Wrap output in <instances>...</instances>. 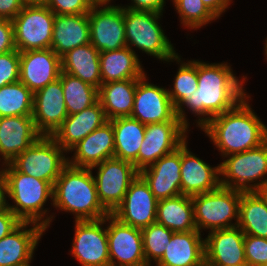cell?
I'll use <instances>...</instances> for the list:
<instances>
[{"label": "cell", "mask_w": 267, "mask_h": 266, "mask_svg": "<svg viewBox=\"0 0 267 266\" xmlns=\"http://www.w3.org/2000/svg\"><path fill=\"white\" fill-rule=\"evenodd\" d=\"M181 146L164 155L139 175L148 184L157 200L181 195Z\"/></svg>", "instance_id": "ffe728a7"}, {"label": "cell", "mask_w": 267, "mask_h": 266, "mask_svg": "<svg viewBox=\"0 0 267 266\" xmlns=\"http://www.w3.org/2000/svg\"><path fill=\"white\" fill-rule=\"evenodd\" d=\"M107 121L104 109L98 100L81 112L68 115L51 137L66 152H69L82 139Z\"/></svg>", "instance_id": "cb8c5ba5"}, {"label": "cell", "mask_w": 267, "mask_h": 266, "mask_svg": "<svg viewBox=\"0 0 267 266\" xmlns=\"http://www.w3.org/2000/svg\"><path fill=\"white\" fill-rule=\"evenodd\" d=\"M158 200L138 174L130 183L122 203L111 213L121 223L143 229L156 222Z\"/></svg>", "instance_id": "5bb4252c"}, {"label": "cell", "mask_w": 267, "mask_h": 266, "mask_svg": "<svg viewBox=\"0 0 267 266\" xmlns=\"http://www.w3.org/2000/svg\"><path fill=\"white\" fill-rule=\"evenodd\" d=\"M174 6L181 23L191 29L201 28L216 17L205 7L202 0H178Z\"/></svg>", "instance_id": "74e56055"}, {"label": "cell", "mask_w": 267, "mask_h": 266, "mask_svg": "<svg viewBox=\"0 0 267 266\" xmlns=\"http://www.w3.org/2000/svg\"><path fill=\"white\" fill-rule=\"evenodd\" d=\"M243 231L237 226L210 231L204 239L205 261L213 266H243L246 263Z\"/></svg>", "instance_id": "d6986e66"}, {"label": "cell", "mask_w": 267, "mask_h": 266, "mask_svg": "<svg viewBox=\"0 0 267 266\" xmlns=\"http://www.w3.org/2000/svg\"><path fill=\"white\" fill-rule=\"evenodd\" d=\"M108 216L99 220H75L72 254L82 266H110L107 227L102 225Z\"/></svg>", "instance_id": "4fadbf2b"}, {"label": "cell", "mask_w": 267, "mask_h": 266, "mask_svg": "<svg viewBox=\"0 0 267 266\" xmlns=\"http://www.w3.org/2000/svg\"><path fill=\"white\" fill-rule=\"evenodd\" d=\"M156 222L173 232L197 230L191 196L181 194L158 200Z\"/></svg>", "instance_id": "1f68e13d"}, {"label": "cell", "mask_w": 267, "mask_h": 266, "mask_svg": "<svg viewBox=\"0 0 267 266\" xmlns=\"http://www.w3.org/2000/svg\"><path fill=\"white\" fill-rule=\"evenodd\" d=\"M45 5L55 15L88 14L93 6L89 0H46Z\"/></svg>", "instance_id": "60d3db41"}, {"label": "cell", "mask_w": 267, "mask_h": 266, "mask_svg": "<svg viewBox=\"0 0 267 266\" xmlns=\"http://www.w3.org/2000/svg\"><path fill=\"white\" fill-rule=\"evenodd\" d=\"M162 14L151 11H133L124 8V26L127 47L132 45L160 60H177L180 57L159 26ZM131 45V46H130Z\"/></svg>", "instance_id": "5b68a950"}, {"label": "cell", "mask_w": 267, "mask_h": 266, "mask_svg": "<svg viewBox=\"0 0 267 266\" xmlns=\"http://www.w3.org/2000/svg\"><path fill=\"white\" fill-rule=\"evenodd\" d=\"M22 221L8 208L0 212V240L15 230Z\"/></svg>", "instance_id": "7bdbcfd3"}, {"label": "cell", "mask_w": 267, "mask_h": 266, "mask_svg": "<svg viewBox=\"0 0 267 266\" xmlns=\"http://www.w3.org/2000/svg\"><path fill=\"white\" fill-rule=\"evenodd\" d=\"M24 5H45L46 0H21Z\"/></svg>", "instance_id": "681fc988"}, {"label": "cell", "mask_w": 267, "mask_h": 266, "mask_svg": "<svg viewBox=\"0 0 267 266\" xmlns=\"http://www.w3.org/2000/svg\"><path fill=\"white\" fill-rule=\"evenodd\" d=\"M243 191L219 186L217 189L191 196L196 229L211 231L238 226L239 203ZM235 224H231L232 219Z\"/></svg>", "instance_id": "8992f818"}, {"label": "cell", "mask_w": 267, "mask_h": 266, "mask_svg": "<svg viewBox=\"0 0 267 266\" xmlns=\"http://www.w3.org/2000/svg\"><path fill=\"white\" fill-rule=\"evenodd\" d=\"M244 249L248 266H264L267 264V238L245 234Z\"/></svg>", "instance_id": "f35d334b"}, {"label": "cell", "mask_w": 267, "mask_h": 266, "mask_svg": "<svg viewBox=\"0 0 267 266\" xmlns=\"http://www.w3.org/2000/svg\"><path fill=\"white\" fill-rule=\"evenodd\" d=\"M32 117L42 136H52L68 117L59 78L33 93Z\"/></svg>", "instance_id": "e0dca14e"}, {"label": "cell", "mask_w": 267, "mask_h": 266, "mask_svg": "<svg viewBox=\"0 0 267 266\" xmlns=\"http://www.w3.org/2000/svg\"><path fill=\"white\" fill-rule=\"evenodd\" d=\"M61 73V58L51 49L20 52V78L33 93L56 81Z\"/></svg>", "instance_id": "ac0fdd59"}, {"label": "cell", "mask_w": 267, "mask_h": 266, "mask_svg": "<svg viewBox=\"0 0 267 266\" xmlns=\"http://www.w3.org/2000/svg\"><path fill=\"white\" fill-rule=\"evenodd\" d=\"M96 167L97 195L102 206L111 214L122 203L130 183L139 172L133 163L117 158L107 159L90 169Z\"/></svg>", "instance_id": "30bf717a"}, {"label": "cell", "mask_w": 267, "mask_h": 266, "mask_svg": "<svg viewBox=\"0 0 267 266\" xmlns=\"http://www.w3.org/2000/svg\"><path fill=\"white\" fill-rule=\"evenodd\" d=\"M199 266H213V265L207 263V262L204 260Z\"/></svg>", "instance_id": "816d5d0a"}, {"label": "cell", "mask_w": 267, "mask_h": 266, "mask_svg": "<svg viewBox=\"0 0 267 266\" xmlns=\"http://www.w3.org/2000/svg\"><path fill=\"white\" fill-rule=\"evenodd\" d=\"M138 80L126 79L101 84L98 89V100L107 120L131 116Z\"/></svg>", "instance_id": "f1b7e54d"}, {"label": "cell", "mask_w": 267, "mask_h": 266, "mask_svg": "<svg viewBox=\"0 0 267 266\" xmlns=\"http://www.w3.org/2000/svg\"><path fill=\"white\" fill-rule=\"evenodd\" d=\"M7 183L6 178L2 170L0 171V212L8 209V203L6 202Z\"/></svg>", "instance_id": "7dc6e473"}, {"label": "cell", "mask_w": 267, "mask_h": 266, "mask_svg": "<svg viewBox=\"0 0 267 266\" xmlns=\"http://www.w3.org/2000/svg\"><path fill=\"white\" fill-rule=\"evenodd\" d=\"M181 193L193 196L217 189L220 186V165L211 167L181 145Z\"/></svg>", "instance_id": "7402d4cb"}, {"label": "cell", "mask_w": 267, "mask_h": 266, "mask_svg": "<svg viewBox=\"0 0 267 266\" xmlns=\"http://www.w3.org/2000/svg\"><path fill=\"white\" fill-rule=\"evenodd\" d=\"M198 87V61L181 63L174 80V89L168 90L169 97L176 110L177 117L187 127L183 103L197 90Z\"/></svg>", "instance_id": "e575fe53"}, {"label": "cell", "mask_w": 267, "mask_h": 266, "mask_svg": "<svg viewBox=\"0 0 267 266\" xmlns=\"http://www.w3.org/2000/svg\"><path fill=\"white\" fill-rule=\"evenodd\" d=\"M146 74L137 81L131 118L148 125L180 121L169 97L168 89L146 82Z\"/></svg>", "instance_id": "9a60e30c"}, {"label": "cell", "mask_w": 267, "mask_h": 266, "mask_svg": "<svg viewBox=\"0 0 267 266\" xmlns=\"http://www.w3.org/2000/svg\"><path fill=\"white\" fill-rule=\"evenodd\" d=\"M29 263H31V260H30V261H28V262H26V263H24V264L18 265V266H30V264H29Z\"/></svg>", "instance_id": "f5cc1de1"}, {"label": "cell", "mask_w": 267, "mask_h": 266, "mask_svg": "<svg viewBox=\"0 0 267 266\" xmlns=\"http://www.w3.org/2000/svg\"><path fill=\"white\" fill-rule=\"evenodd\" d=\"M17 50L12 20L0 18V54Z\"/></svg>", "instance_id": "b9f144b4"}, {"label": "cell", "mask_w": 267, "mask_h": 266, "mask_svg": "<svg viewBox=\"0 0 267 266\" xmlns=\"http://www.w3.org/2000/svg\"><path fill=\"white\" fill-rule=\"evenodd\" d=\"M92 5H107L111 0H89Z\"/></svg>", "instance_id": "f907efd6"}, {"label": "cell", "mask_w": 267, "mask_h": 266, "mask_svg": "<svg viewBox=\"0 0 267 266\" xmlns=\"http://www.w3.org/2000/svg\"><path fill=\"white\" fill-rule=\"evenodd\" d=\"M41 136L32 116L0 117V155L4 163H10Z\"/></svg>", "instance_id": "44dd1931"}, {"label": "cell", "mask_w": 267, "mask_h": 266, "mask_svg": "<svg viewBox=\"0 0 267 266\" xmlns=\"http://www.w3.org/2000/svg\"><path fill=\"white\" fill-rule=\"evenodd\" d=\"M231 0H202L205 7L218 18L230 5Z\"/></svg>", "instance_id": "bcb514c9"}, {"label": "cell", "mask_w": 267, "mask_h": 266, "mask_svg": "<svg viewBox=\"0 0 267 266\" xmlns=\"http://www.w3.org/2000/svg\"><path fill=\"white\" fill-rule=\"evenodd\" d=\"M247 98L201 128L224 157L257 148L267 141V126L251 110Z\"/></svg>", "instance_id": "7a4b0ae2"}, {"label": "cell", "mask_w": 267, "mask_h": 266, "mask_svg": "<svg viewBox=\"0 0 267 266\" xmlns=\"http://www.w3.org/2000/svg\"><path fill=\"white\" fill-rule=\"evenodd\" d=\"M5 165L8 168L2 169V172L6 178L7 196L16 204H8V208L22 222L35 223L46 230L52 220L50 216L44 217L47 210L42 207L49 197L53 200V185L17 171L10 163Z\"/></svg>", "instance_id": "277c9868"}, {"label": "cell", "mask_w": 267, "mask_h": 266, "mask_svg": "<svg viewBox=\"0 0 267 266\" xmlns=\"http://www.w3.org/2000/svg\"><path fill=\"white\" fill-rule=\"evenodd\" d=\"M100 52L91 44L78 46L61 57V72L100 88Z\"/></svg>", "instance_id": "f546056e"}, {"label": "cell", "mask_w": 267, "mask_h": 266, "mask_svg": "<svg viewBox=\"0 0 267 266\" xmlns=\"http://www.w3.org/2000/svg\"><path fill=\"white\" fill-rule=\"evenodd\" d=\"M23 7L21 0H0V18L13 20Z\"/></svg>", "instance_id": "ee69618b"}, {"label": "cell", "mask_w": 267, "mask_h": 266, "mask_svg": "<svg viewBox=\"0 0 267 266\" xmlns=\"http://www.w3.org/2000/svg\"><path fill=\"white\" fill-rule=\"evenodd\" d=\"M245 79L239 81L227 64L198 61L197 90L183 105L195 115L203 116L197 121L202 128L214 116L232 109L247 96L242 87Z\"/></svg>", "instance_id": "6da1fadb"}, {"label": "cell", "mask_w": 267, "mask_h": 266, "mask_svg": "<svg viewBox=\"0 0 267 266\" xmlns=\"http://www.w3.org/2000/svg\"><path fill=\"white\" fill-rule=\"evenodd\" d=\"M52 202L62 211L75 213L76 221L99 220L110 214L99 201L90 168L68 164L53 185Z\"/></svg>", "instance_id": "3957f363"}, {"label": "cell", "mask_w": 267, "mask_h": 266, "mask_svg": "<svg viewBox=\"0 0 267 266\" xmlns=\"http://www.w3.org/2000/svg\"><path fill=\"white\" fill-rule=\"evenodd\" d=\"M90 43L88 14L55 15L51 49L61 58Z\"/></svg>", "instance_id": "4316f807"}, {"label": "cell", "mask_w": 267, "mask_h": 266, "mask_svg": "<svg viewBox=\"0 0 267 266\" xmlns=\"http://www.w3.org/2000/svg\"><path fill=\"white\" fill-rule=\"evenodd\" d=\"M65 150L51 137L41 136L35 143L16 156L10 164L19 172L54 185L68 165Z\"/></svg>", "instance_id": "ba28073f"}, {"label": "cell", "mask_w": 267, "mask_h": 266, "mask_svg": "<svg viewBox=\"0 0 267 266\" xmlns=\"http://www.w3.org/2000/svg\"><path fill=\"white\" fill-rule=\"evenodd\" d=\"M133 4L124 7L133 11H151L162 13L165 0H132Z\"/></svg>", "instance_id": "f6af8a7d"}, {"label": "cell", "mask_w": 267, "mask_h": 266, "mask_svg": "<svg viewBox=\"0 0 267 266\" xmlns=\"http://www.w3.org/2000/svg\"><path fill=\"white\" fill-rule=\"evenodd\" d=\"M64 100L68 115L79 113L98 101V88L78 77L61 72Z\"/></svg>", "instance_id": "836d02e7"}, {"label": "cell", "mask_w": 267, "mask_h": 266, "mask_svg": "<svg viewBox=\"0 0 267 266\" xmlns=\"http://www.w3.org/2000/svg\"><path fill=\"white\" fill-rule=\"evenodd\" d=\"M187 129L181 121L146 125L145 136L138 152V172L175 151L187 141L185 134Z\"/></svg>", "instance_id": "7c38bea8"}, {"label": "cell", "mask_w": 267, "mask_h": 266, "mask_svg": "<svg viewBox=\"0 0 267 266\" xmlns=\"http://www.w3.org/2000/svg\"><path fill=\"white\" fill-rule=\"evenodd\" d=\"M198 230L174 232L157 266H199L205 260L204 240Z\"/></svg>", "instance_id": "484cf974"}, {"label": "cell", "mask_w": 267, "mask_h": 266, "mask_svg": "<svg viewBox=\"0 0 267 266\" xmlns=\"http://www.w3.org/2000/svg\"><path fill=\"white\" fill-rule=\"evenodd\" d=\"M107 227L110 266L146 265L141 229L121 223L112 214L108 215ZM118 261L116 265L115 259Z\"/></svg>", "instance_id": "2e32d148"}, {"label": "cell", "mask_w": 267, "mask_h": 266, "mask_svg": "<svg viewBox=\"0 0 267 266\" xmlns=\"http://www.w3.org/2000/svg\"><path fill=\"white\" fill-rule=\"evenodd\" d=\"M100 74L102 84L126 79H140L145 73L133 49L100 52Z\"/></svg>", "instance_id": "83f0119b"}, {"label": "cell", "mask_w": 267, "mask_h": 266, "mask_svg": "<svg viewBox=\"0 0 267 266\" xmlns=\"http://www.w3.org/2000/svg\"><path fill=\"white\" fill-rule=\"evenodd\" d=\"M29 224L33 227L27 230ZM44 231L38 224L22 222L3 237L0 240V266H18L30 261Z\"/></svg>", "instance_id": "d4e9b609"}, {"label": "cell", "mask_w": 267, "mask_h": 266, "mask_svg": "<svg viewBox=\"0 0 267 266\" xmlns=\"http://www.w3.org/2000/svg\"><path fill=\"white\" fill-rule=\"evenodd\" d=\"M226 157L228 159L219 164L220 175L224 176L220 179L221 186L250 192L258 190L267 182L264 178L267 175V141L257 148ZM261 178L264 180L250 184Z\"/></svg>", "instance_id": "52a82bcc"}, {"label": "cell", "mask_w": 267, "mask_h": 266, "mask_svg": "<svg viewBox=\"0 0 267 266\" xmlns=\"http://www.w3.org/2000/svg\"><path fill=\"white\" fill-rule=\"evenodd\" d=\"M110 121L114 131V158L133 163L138 171V152L146 125L131 117H119Z\"/></svg>", "instance_id": "4dcf8cb0"}, {"label": "cell", "mask_w": 267, "mask_h": 266, "mask_svg": "<svg viewBox=\"0 0 267 266\" xmlns=\"http://www.w3.org/2000/svg\"><path fill=\"white\" fill-rule=\"evenodd\" d=\"M256 192L262 197V199L267 204V182L262 185Z\"/></svg>", "instance_id": "c3c4849f"}, {"label": "cell", "mask_w": 267, "mask_h": 266, "mask_svg": "<svg viewBox=\"0 0 267 266\" xmlns=\"http://www.w3.org/2000/svg\"><path fill=\"white\" fill-rule=\"evenodd\" d=\"M55 14L46 5H24L12 20L19 52L51 48Z\"/></svg>", "instance_id": "9c48e42d"}, {"label": "cell", "mask_w": 267, "mask_h": 266, "mask_svg": "<svg viewBox=\"0 0 267 266\" xmlns=\"http://www.w3.org/2000/svg\"><path fill=\"white\" fill-rule=\"evenodd\" d=\"M265 55L267 57V39H266V44H265Z\"/></svg>", "instance_id": "db71d44e"}, {"label": "cell", "mask_w": 267, "mask_h": 266, "mask_svg": "<svg viewBox=\"0 0 267 266\" xmlns=\"http://www.w3.org/2000/svg\"><path fill=\"white\" fill-rule=\"evenodd\" d=\"M238 227L246 235L267 238V204L256 191L242 192Z\"/></svg>", "instance_id": "d6a6232c"}, {"label": "cell", "mask_w": 267, "mask_h": 266, "mask_svg": "<svg viewBox=\"0 0 267 266\" xmlns=\"http://www.w3.org/2000/svg\"><path fill=\"white\" fill-rule=\"evenodd\" d=\"M20 52L13 50L0 54V88L19 81Z\"/></svg>", "instance_id": "ab89813d"}, {"label": "cell", "mask_w": 267, "mask_h": 266, "mask_svg": "<svg viewBox=\"0 0 267 266\" xmlns=\"http://www.w3.org/2000/svg\"><path fill=\"white\" fill-rule=\"evenodd\" d=\"M74 150V157L68 159V164L77 168H92L107 159L114 158L112 122L108 120L91 132L71 149Z\"/></svg>", "instance_id": "603a6c76"}, {"label": "cell", "mask_w": 267, "mask_h": 266, "mask_svg": "<svg viewBox=\"0 0 267 266\" xmlns=\"http://www.w3.org/2000/svg\"><path fill=\"white\" fill-rule=\"evenodd\" d=\"M141 232L146 263L151 265L152 260L157 263L162 258L166 244L170 242L174 232L157 222L141 229Z\"/></svg>", "instance_id": "8d00e7d4"}, {"label": "cell", "mask_w": 267, "mask_h": 266, "mask_svg": "<svg viewBox=\"0 0 267 266\" xmlns=\"http://www.w3.org/2000/svg\"><path fill=\"white\" fill-rule=\"evenodd\" d=\"M88 19L90 43L99 52L118 50L127 46L124 7L93 5Z\"/></svg>", "instance_id": "8fae6325"}, {"label": "cell", "mask_w": 267, "mask_h": 266, "mask_svg": "<svg viewBox=\"0 0 267 266\" xmlns=\"http://www.w3.org/2000/svg\"><path fill=\"white\" fill-rule=\"evenodd\" d=\"M33 92L18 81L0 88V117L32 116Z\"/></svg>", "instance_id": "d590c367"}]
</instances>
